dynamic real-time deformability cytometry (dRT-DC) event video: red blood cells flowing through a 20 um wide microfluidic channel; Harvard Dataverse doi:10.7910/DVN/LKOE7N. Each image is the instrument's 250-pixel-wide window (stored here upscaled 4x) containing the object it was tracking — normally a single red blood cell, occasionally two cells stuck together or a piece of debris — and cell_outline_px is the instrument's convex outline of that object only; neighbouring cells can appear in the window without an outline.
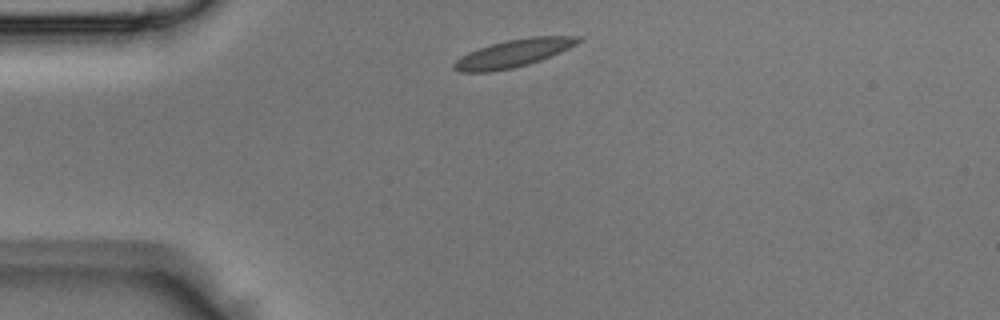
{"species": "Egyptian fruit bat (a non-hibernating species)", "species_latin": "Rousettus aegyptiacus", "temperature_condition": "room temperature", "stored_images_in_passage": 2, "camera_frame_rate_fps": 3000, "um_per_image_px": 0.085, "animal": {"sex": "male"}, "frame": {"image": 1, "passage_image": 1, "time_ms": 0.0, "image_size_px": [1000, 320], "cell_outline_px": [[584, 40], [552, 56], [528, 64], [512, 68], [492, 72], [460, 72], [452, 68], [452, 64], [460, 56], [468, 52], [492, 44], [508, 40], [528, 36], [580, 36]], "centroid_in_image_um": [43.64, 4.53], "position_along_channel_um": 41.4, "area_um2": 20.06}}